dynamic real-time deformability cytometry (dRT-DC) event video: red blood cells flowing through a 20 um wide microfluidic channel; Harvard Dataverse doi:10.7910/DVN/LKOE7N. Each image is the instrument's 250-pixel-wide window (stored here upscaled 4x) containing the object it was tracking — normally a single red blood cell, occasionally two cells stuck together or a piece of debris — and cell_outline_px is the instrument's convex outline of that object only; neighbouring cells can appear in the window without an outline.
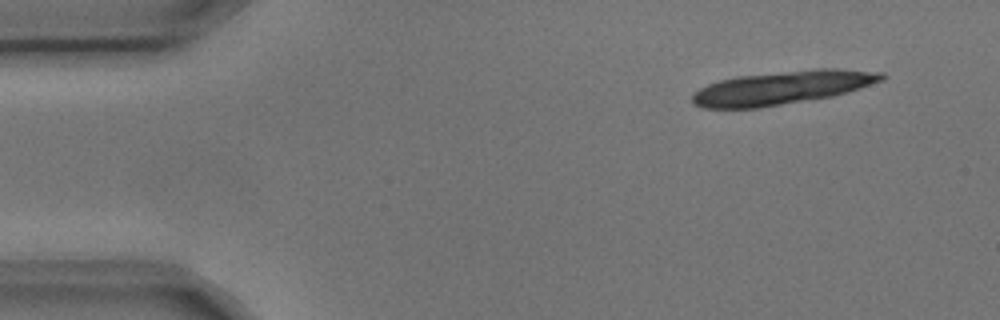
{"species": "common noctule bat (a hibernating species)", "species_latin": "Nyctalus noctula", "temperature_condition": "cold", "stored_images_in_passage": 4, "camera_frame_rate_fps": 3000, "um_per_image_px": 0.085, "animal": {"sex": "male", "body_mass_g": 17.9, "forearm_length_mm": 54.2}, "frame": {"image": 1, "passage_image": 1, "time_ms": 0.0, "image_size_px": [1000, 320], "cell_outline_px": [[888, 76], [884, 80], [848, 92], [832, 96], [756, 108], [704, 108], [692, 104], [692, 92], [708, 84], [720, 80], [740, 76], [812, 68], [836, 68], [884, 72]], "centroid_in_image_um": [66.52, 7.44], "position_along_channel_um": 18.5, "area_um2": 37.05}}